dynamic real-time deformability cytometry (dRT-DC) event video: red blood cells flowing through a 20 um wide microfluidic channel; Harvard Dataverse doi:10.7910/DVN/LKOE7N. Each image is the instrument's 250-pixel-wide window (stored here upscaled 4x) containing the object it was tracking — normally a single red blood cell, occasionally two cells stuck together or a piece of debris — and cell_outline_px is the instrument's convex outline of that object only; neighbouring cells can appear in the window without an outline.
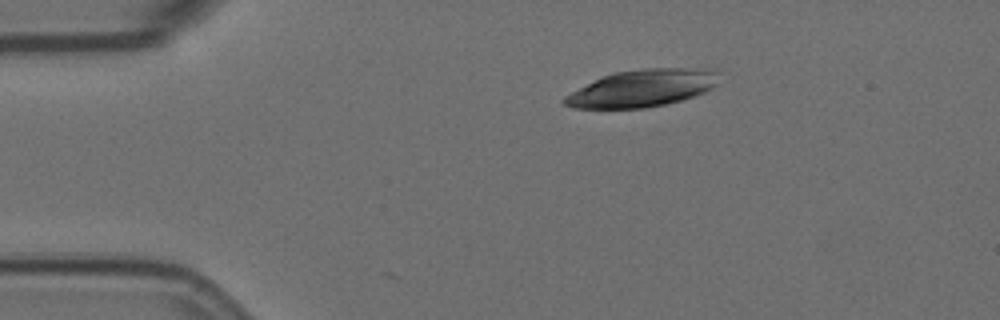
{"species": "Egyptian fruit bat (a non-hibernating species)", "species_latin": "Rousettus aegyptiacus", "temperature_condition": "room temperature", "stored_images_in_passage": 48, "camera_frame_rate_fps": 3000, "um_per_image_px": 0.085, "animal": {"sex": "female"}, "frame": {"image": 1, "passage_image": 1, "time_ms": 0.0, "image_size_px": [1000, 320], "cell_outline_px": [[720, 72], [716, 84], [712, 88], [704, 92], [680, 100], [664, 104], [644, 108], [572, 108], [564, 104], [560, 100], [564, 96], [604, 76], [616, 72], [644, 68], [716, 68]], "centroid_in_image_um": [54.64, 7.49], "position_along_channel_um": 30.4, "area_um2": 33.29}}
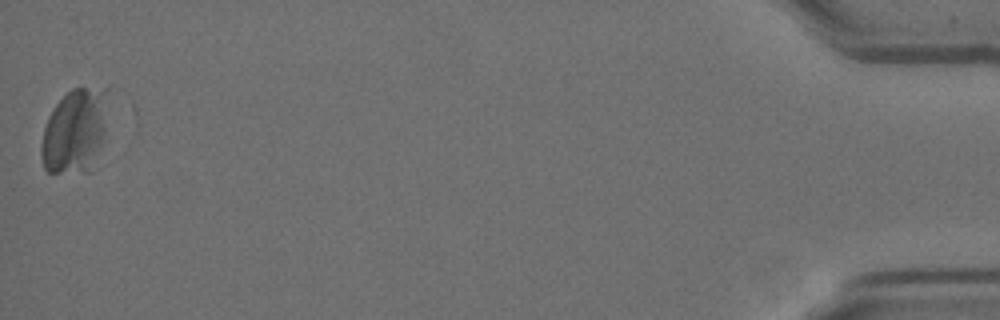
{"frame": {"image": 2, "passage_image": 48, "time_ms": 15.667, "image_size_px": [1000, 320], "cell_outline_px": [[108, 88], [104, 140], [92, 172], [48, 172], [44, 168], [40, 156], [40, 148], [44, 128], [48, 116], [56, 104], [72, 88]], "centroid_in_image_um": [6.38, 11.17], "position_along_channel_um": 428.8, "area_um2": 33.23}}